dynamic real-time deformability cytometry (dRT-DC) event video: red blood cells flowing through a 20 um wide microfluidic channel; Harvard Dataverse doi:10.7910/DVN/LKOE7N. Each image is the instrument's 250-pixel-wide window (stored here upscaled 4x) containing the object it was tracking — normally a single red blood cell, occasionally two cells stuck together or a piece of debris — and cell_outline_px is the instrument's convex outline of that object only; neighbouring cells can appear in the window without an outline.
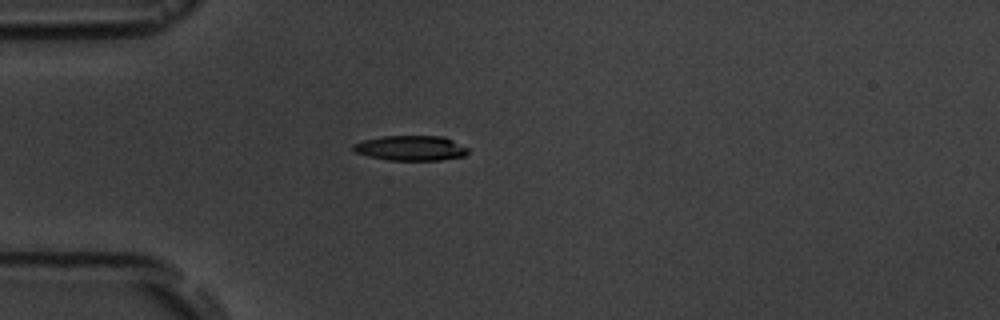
{"species": "common noctule bat (a hibernating species)", "species_latin": "Nyctalus noctula", "temperature_condition": "room temperature", "stored_images_in_passage": 1, "camera_frame_rate_fps": 3000, "um_per_image_px": 0.085, "animal": {"sex": "male", "body_mass_g": 19.5, "forearm_length_mm": 54.6}, "frame": {"image": 1, "passage_image": 1, "time_ms": 0.0, "image_size_px": [1000, 320], "cell_outline_px": [[468, 152], [464, 156], [440, 160], [388, 160], [368, 156], [356, 152], [352, 148], [352, 144], [364, 140], [380, 136], [444, 136], [468, 148]], "centroid_in_image_um": [34.91, 12.58], "position_along_channel_um": 50.1, "area_um2": 16.7}}